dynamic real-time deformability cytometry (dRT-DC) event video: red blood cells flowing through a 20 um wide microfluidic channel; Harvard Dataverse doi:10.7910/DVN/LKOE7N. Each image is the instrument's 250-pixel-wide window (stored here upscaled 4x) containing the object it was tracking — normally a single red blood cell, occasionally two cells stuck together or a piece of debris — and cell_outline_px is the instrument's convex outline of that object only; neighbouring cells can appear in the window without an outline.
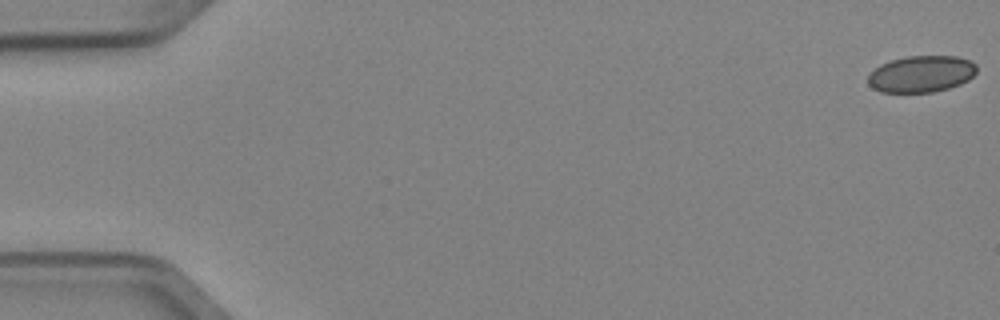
{"species": "Egyptian fruit bat (a non-hibernating species)", "species_latin": "Rousettus aegyptiacus", "temperature_condition": "cold", "stored_images_in_passage": 6, "camera_frame_rate_fps": 3000, "um_per_image_px": 0.085, "animal": {"sex": "female"}, "frame": {"image": 1, "passage_image": 1, "time_ms": 0.0, "image_size_px": [1000, 320], "cell_outline_px": [[976, 72], [968, 80], [960, 84], [948, 88], [932, 92], [880, 92], [872, 88], [868, 84], [868, 76], [880, 64], [892, 60], [908, 56], [956, 56], [968, 60], [976, 64]], "centroid_in_image_um": [78.3, 6.29], "position_along_channel_um": 6.7, "area_um2": 23.06}}
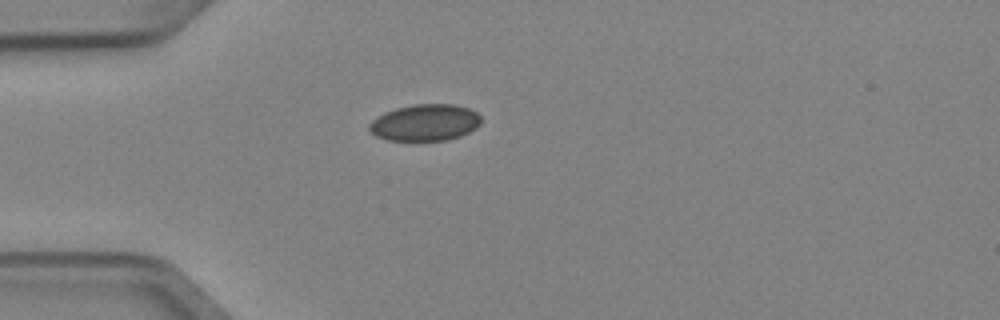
{"frame": {"image": 2, "passage_image": 5, "time_ms": 1.333, "image_size_px": [1000, 320], "cell_outline_px": [[480, 124], [476, 128], [460, 136], [444, 140], [388, 140], [376, 136], [368, 128], [368, 124], [376, 116], [384, 112], [396, 108], [412, 104], [456, 104], [468, 108], [476, 112], [480, 116]], "centroid_in_image_um": [36.11, 10.4], "position_along_channel_um": 48.9, "area_um2": 23.87}}